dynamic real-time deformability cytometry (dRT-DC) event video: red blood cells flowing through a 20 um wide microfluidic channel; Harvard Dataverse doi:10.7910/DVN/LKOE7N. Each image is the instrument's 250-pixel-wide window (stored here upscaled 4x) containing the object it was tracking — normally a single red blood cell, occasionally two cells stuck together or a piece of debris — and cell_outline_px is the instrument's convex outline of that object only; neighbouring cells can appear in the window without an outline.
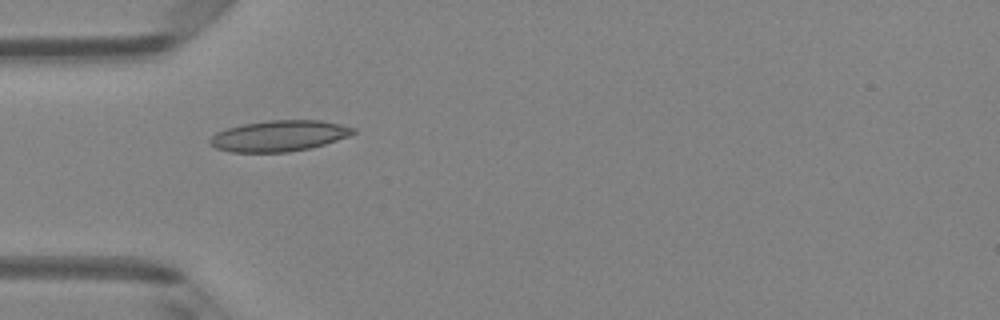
{"species": "Egyptian fruit bat (a non-hibernating species)", "species_latin": "Rousettus aegyptiacus", "temperature_condition": "room temperature", "stored_images_in_passage": 7, "camera_frame_rate_fps": 3000, "um_per_image_px": 0.085, "animal": {"sex": "female"}, "frame": {"image": 1, "passage_image": 4, "time_ms": 1.0, "image_size_px": [1000, 320], "cell_outline_px": [[356, 132], [348, 136], [312, 148], [288, 152], [232, 152], [216, 148], [208, 144], [208, 140], [216, 132], [228, 128], [244, 124], [268, 120], [320, 120], [340, 124], [356, 128]], "centroid_in_image_um": [23.72, 11.55], "position_along_channel_um": 61.3, "area_um2": 25.84}}
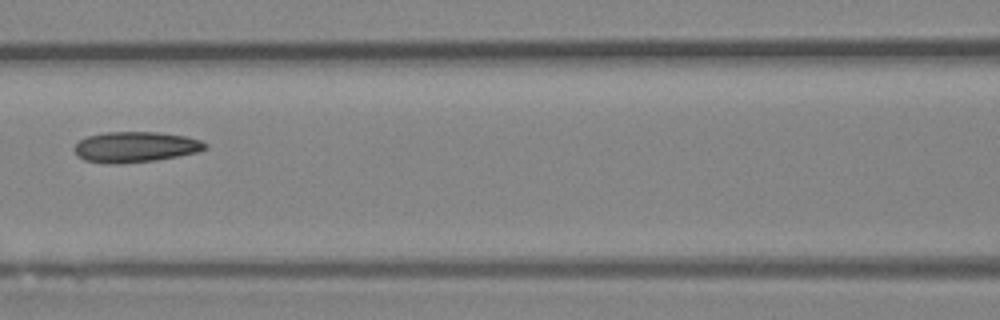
{"frame": {"image": 2, "passage_image": 6, "time_ms": 1.667, "image_size_px": [1000, 320], "cell_outline_px": [[208, 148], [200, 152], [156, 160], [120, 164], [116, 164], [84, 160], [72, 148], [80, 140], [88, 136], [104, 132], [160, 132], [184, 136], [200, 140], [208, 144]], "centroid_in_image_um": [11.55, 12.49], "position_along_channel_um": 155.0, "area_um2": 23.35}}
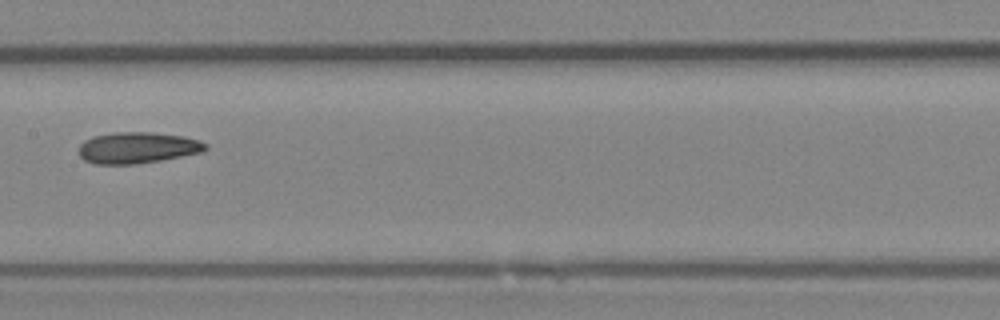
{"frame": {"image": 3, "passage_image": 7, "time_ms": 2.0, "image_size_px": [1000, 320], "cell_outline_px": [[208, 148], [204, 152], [160, 160], [136, 164], [92, 164], [84, 160], [80, 156], [80, 144], [84, 140], [92, 136], [116, 132], [152, 132], [184, 136], [200, 140], [208, 144]], "centroid_in_image_um": [11.71, 12.55], "position_along_channel_um": 195.7, "area_um2": 23.29}}